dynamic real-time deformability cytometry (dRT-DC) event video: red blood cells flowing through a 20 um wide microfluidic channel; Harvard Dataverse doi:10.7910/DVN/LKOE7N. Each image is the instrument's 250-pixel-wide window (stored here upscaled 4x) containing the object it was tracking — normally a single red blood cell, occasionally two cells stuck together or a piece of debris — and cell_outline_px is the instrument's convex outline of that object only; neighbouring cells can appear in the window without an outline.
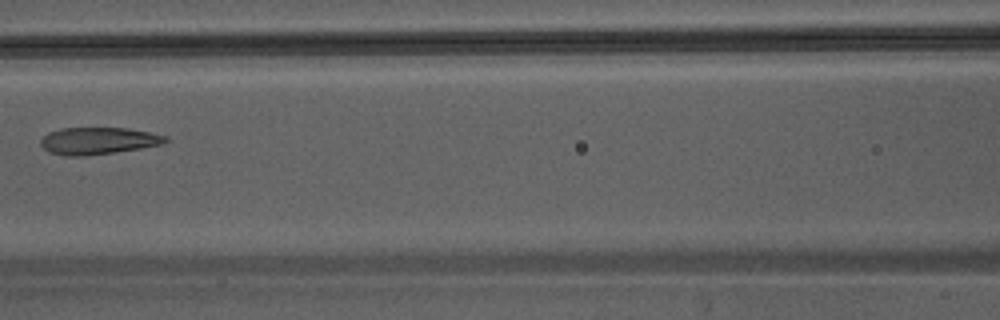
{"species": "Egyptian fruit bat (a non-hibernating species)", "species_latin": "Rousettus aegyptiacus", "temperature_condition": "warm", "stored_images_in_passage": 5, "camera_frame_rate_fps": 3000, "um_per_image_px": 0.085, "animal": {"sex": "male"}, "frame": {"image": 1, "passage_image": 5, "time_ms": 1.333, "image_size_px": [1000, 320], "cell_outline_px": [[168, 140], [164, 144], [140, 148], [84, 156], [68, 156], [48, 152], [40, 144], [40, 140], [48, 132], [60, 128], [128, 128], [168, 136]], "centroid_in_image_um": [8.33, 11.96], "position_along_channel_um": 158.3, "area_um2": 19.59}}